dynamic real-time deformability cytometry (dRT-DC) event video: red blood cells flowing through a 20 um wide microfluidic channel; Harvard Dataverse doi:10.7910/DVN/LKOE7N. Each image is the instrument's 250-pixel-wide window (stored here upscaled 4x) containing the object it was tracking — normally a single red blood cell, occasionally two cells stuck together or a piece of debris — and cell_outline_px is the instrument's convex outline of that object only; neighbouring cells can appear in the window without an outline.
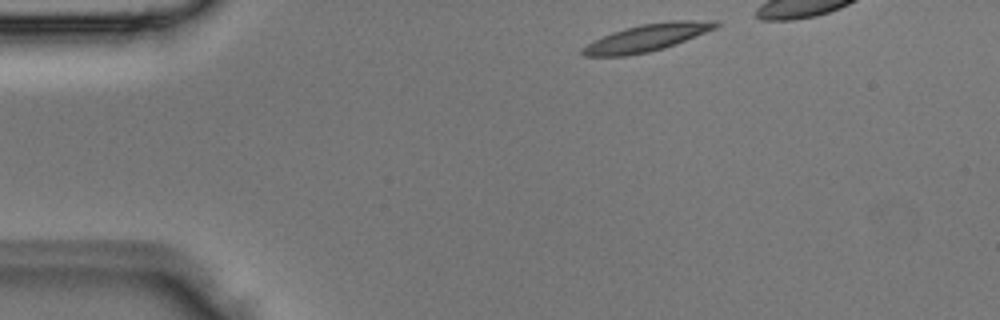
{"species": "Egyptian fruit bat (a non-hibernating species)", "species_latin": "Rousettus aegyptiacus", "temperature_condition": "room temperature", "stored_images_in_passage": 4, "camera_frame_rate_fps": 3000, "um_per_image_px": 0.085, "animal": {"sex": "male"}, "frame": {"image": 1, "passage_image": 1, "time_ms": 0.0, "image_size_px": [1000, 320], "cell_outline_px": [[720, 24], [716, 28], [676, 44], [664, 48], [648, 52], [628, 56], [584, 56], [580, 52], [580, 48], [592, 40], [612, 32], [640, 24], [672, 20], [716, 20]], "centroid_in_image_um": [54.97, 3.2], "position_along_channel_um": 30.0, "area_um2": 21.33}}